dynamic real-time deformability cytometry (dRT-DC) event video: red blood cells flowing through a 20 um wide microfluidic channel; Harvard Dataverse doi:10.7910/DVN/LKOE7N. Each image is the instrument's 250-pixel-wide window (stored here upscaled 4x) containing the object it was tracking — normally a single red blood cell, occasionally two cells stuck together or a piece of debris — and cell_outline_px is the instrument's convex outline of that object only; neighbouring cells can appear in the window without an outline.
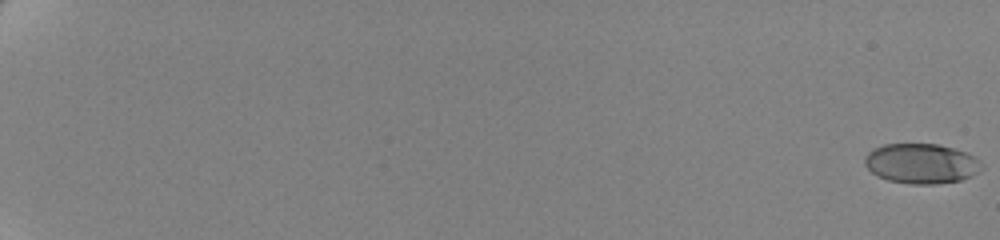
{"species": "human", "species_latin": "Homo sapiens", "temperature_condition": "cold", "stored_images_in_passage": 63, "camera_frame_rate_fps": 3000, "um_per_image_px": 0.085, "donor": {"sex": "female"}, "frame": {"image": 1, "passage_image": 1, "time_ms": 0.0, "image_size_px": [1000, 240], "cell_outline_px": [[984, 168], [980, 172], [972, 176], [960, 180], [936, 184], [912, 184], [888, 180], [876, 176], [864, 164], [864, 156], [872, 148], [884, 144], [940, 144], [956, 148], [968, 152], [980, 160], [984, 164]], "centroid_in_image_um": [78.35, 13.89], "position_along_channel_um": 6.6, "area_um2": 27.8}}
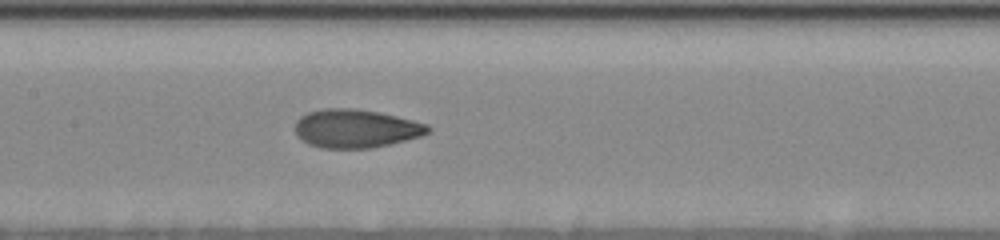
{"frame": {"image": 2, "passage_image": 36, "time_ms": 11.667, "image_size_px": [1000, 240], "cell_outline_px": [[432, 128], [428, 132], [420, 136], [372, 148], [320, 148], [308, 144], [296, 136], [296, 120], [300, 116], [308, 112], [324, 108], [352, 108], [376, 112], [396, 116], [428, 124]], "centroid_in_image_um": [30.21, 10.93], "position_along_channel_um": 177.2, "area_um2": 29.65}}
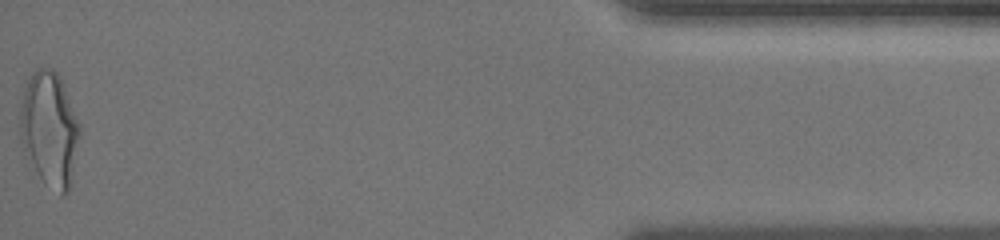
{"frame": {"image": 3, "passage_image": 63, "time_ms": 20.667, "image_size_px": [1000, 240], "cell_outline_px": [[80, 136], [68, 192], [64, 196], [60, 196], [44, 184], [24, 148], [20, 140], [20, 108], [24, 88], [32, 72], [36, 68], [52, 68], [60, 76], [80, 124]], "centroid_in_image_um": [4.22, 10.96], "position_along_channel_um": 431.0, "area_um2": 39.65}, "authors_computed_cell_mechanics": {"area_um2": 29.0156, "velocity_mm_per_s": 3.5144, "shape_relaxation_time_tau1_ms": 6.3097, "shape_relaxation_time_tau2_ms": 1.0255, "deformation_change_tau1": 0.1902, "deformation_change_tau2": 0.0689}}